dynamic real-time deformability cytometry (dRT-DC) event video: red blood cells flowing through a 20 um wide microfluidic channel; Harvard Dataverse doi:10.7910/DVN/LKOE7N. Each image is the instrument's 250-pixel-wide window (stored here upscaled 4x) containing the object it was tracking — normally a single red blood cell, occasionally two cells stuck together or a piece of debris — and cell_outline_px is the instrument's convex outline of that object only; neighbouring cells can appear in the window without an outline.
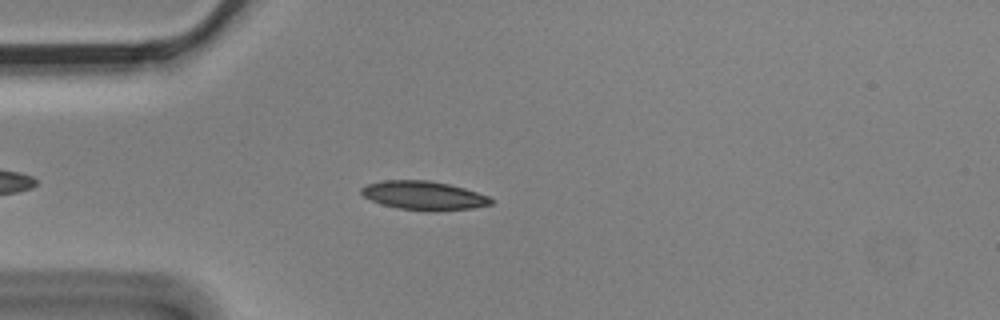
{"species": "Egyptian fruit bat (a non-hibernating species)", "species_latin": "Rousettus aegyptiacus", "temperature_condition": "cold", "stored_images_in_passage": 5, "camera_frame_rate_fps": 3000, "um_per_image_px": 0.085, "animal": {"sex": "male"}, "frame": {"image": 1, "passage_image": 5, "time_ms": 1.333, "image_size_px": [1000, 320], "cell_outline_px": [[492, 204], [472, 208], [436, 212], [396, 208], [372, 200], [364, 196], [360, 192], [360, 188], [368, 184], [384, 180], [428, 180], [448, 184], [464, 188], [488, 196], [492, 200]], "centroid_in_image_um": [36.02, 16.62], "position_along_channel_um": 49.0, "area_um2": 21.68}}